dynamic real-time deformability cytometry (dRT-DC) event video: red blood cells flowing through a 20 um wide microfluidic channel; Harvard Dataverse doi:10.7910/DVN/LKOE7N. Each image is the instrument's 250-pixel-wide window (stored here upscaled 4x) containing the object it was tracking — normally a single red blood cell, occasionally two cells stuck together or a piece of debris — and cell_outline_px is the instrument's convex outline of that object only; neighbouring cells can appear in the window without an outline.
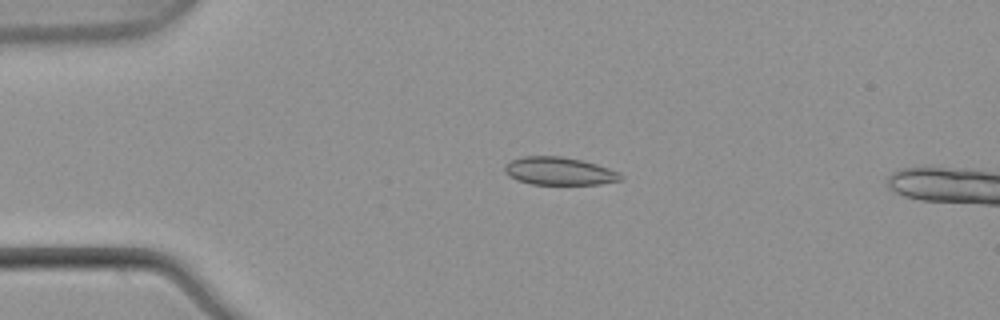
{"species": "common noctule bat (a hibernating species)", "species_latin": "Nyctalus noctula", "temperature_condition": "warm", "stored_images_in_passage": 16, "camera_frame_rate_fps": 3000, "um_per_image_px": 0.085, "animal": {"sex": "male", "body_mass_g": 21.5, "forearm_length_mm": 52.0}, "frame": {"image": 1, "passage_image": 12, "time_ms": 3.667, "image_size_px": [1000, 320], "cell_outline_px": [[624, 176], [620, 180], [600, 184], [532, 184], [516, 180], [508, 176], [504, 172], [504, 164], [520, 156], [560, 156], [580, 160], [596, 164], [620, 172]], "centroid_in_image_um": [47.5, 14.54], "position_along_channel_um": 37.5, "area_um2": 18.9}}